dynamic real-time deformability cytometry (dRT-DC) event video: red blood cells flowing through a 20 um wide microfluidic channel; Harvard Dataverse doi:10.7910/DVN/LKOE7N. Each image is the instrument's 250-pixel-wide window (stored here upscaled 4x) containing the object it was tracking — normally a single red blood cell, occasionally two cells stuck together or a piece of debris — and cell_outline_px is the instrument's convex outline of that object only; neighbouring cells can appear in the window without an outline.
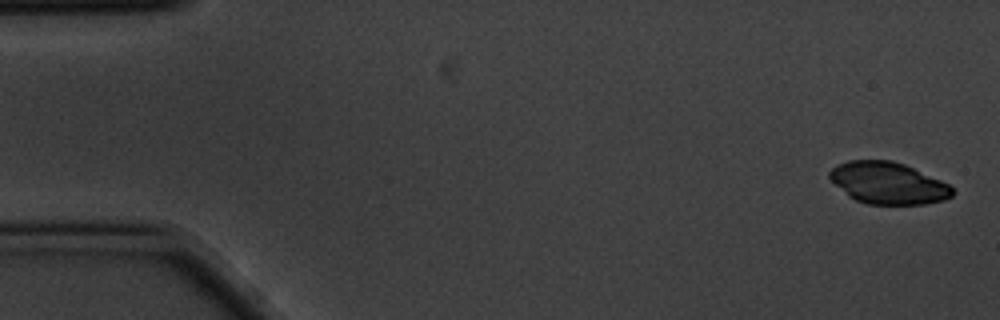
{"species": "common noctule bat (a hibernating species)", "species_latin": "Nyctalus noctula", "temperature_condition": "cold", "stored_images_in_passage": 4, "segment_of_instrument_passage": [2, 2], "camera_frame_rate_fps": 3000, "um_per_image_px": 0.085, "animal": {"sex": "male", "body_mass_g": 20.1, "forearm_length_mm": 53.5}, "frame": {"image": 1, "passage_image": 4, "time_ms": 1.0, "image_size_px": [1000, 320], "cell_outline_px": [[956, 192], [952, 196], [944, 200], [924, 204], [868, 204], [856, 200], [848, 196], [828, 176], [828, 172], [836, 164], [848, 160], [892, 160], [904, 164], [940, 180], [948, 184]], "centroid_in_image_um": [75.48, 15.56], "position_along_channel_um": 9.5, "area_um2": 29.82}}